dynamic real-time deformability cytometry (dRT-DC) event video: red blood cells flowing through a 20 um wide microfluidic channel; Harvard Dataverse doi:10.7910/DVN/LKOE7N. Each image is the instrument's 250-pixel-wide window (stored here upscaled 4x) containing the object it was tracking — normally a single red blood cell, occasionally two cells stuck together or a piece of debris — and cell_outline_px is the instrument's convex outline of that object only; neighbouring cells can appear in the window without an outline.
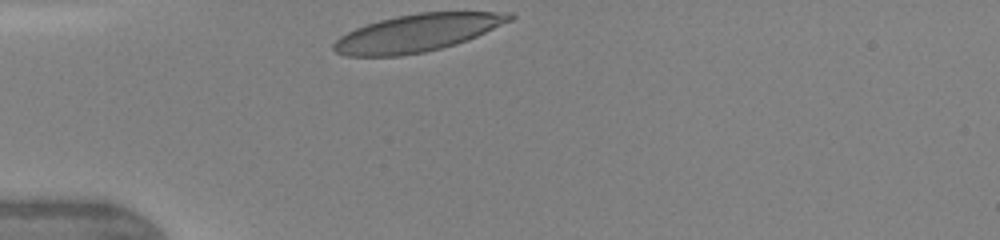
{"species": "human", "species_latin": "Homo sapiens", "temperature_condition": "warm", "stored_images_in_passage": 11, "camera_frame_rate_fps": 3000, "um_per_image_px": 0.085, "donor": {"sex": "female"}, "frame": {"image": 1, "passage_image": 1, "time_ms": 0.0, "image_size_px": [1000, 240], "cell_outline_px": [[516, 16], [512, 20], [468, 40], [456, 44], [424, 52], [400, 56], [344, 56], [336, 52], [332, 48], [332, 44], [340, 36], [356, 28], [380, 20], [396, 16], [420, 12], [512, 12]], "centroid_in_image_um": [35.48, 2.8], "position_along_channel_um": 49.5, "area_um2": 38.32}}